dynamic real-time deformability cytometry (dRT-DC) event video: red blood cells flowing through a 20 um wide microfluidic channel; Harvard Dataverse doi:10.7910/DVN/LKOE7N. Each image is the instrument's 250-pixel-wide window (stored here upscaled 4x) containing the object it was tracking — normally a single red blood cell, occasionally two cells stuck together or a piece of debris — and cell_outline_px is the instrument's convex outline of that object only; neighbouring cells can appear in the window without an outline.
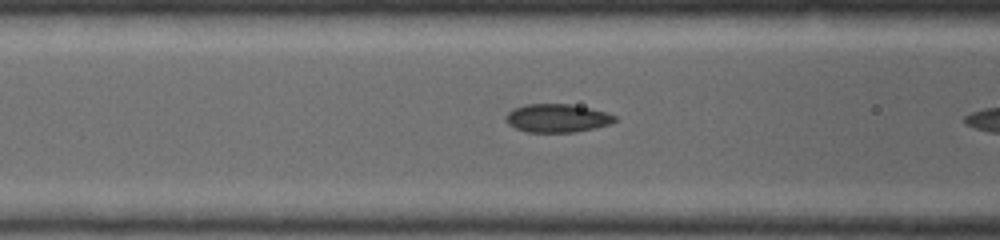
{"species": "common noctule bat (a hibernating species)", "species_latin": "Nyctalus noctula", "temperature_condition": "warm", "stored_images_in_passage": 13, "camera_frame_rate_fps": 5000, "um_per_image_px": 0.085, "animal": {"sex": "female", "body_mass_g": 19.0, "forearm_length_mm": 53.3}, "frame": {"image": 1, "passage_image": 4, "time_ms": 1.0, "image_size_px": [1000, 240], "cell_outline_px": [[616, 120], [612, 124], [596, 128], [576, 132], [524, 132], [508, 124], [504, 120], [508, 112], [512, 108], [524, 104], [572, 104], [604, 112], [616, 116]], "centroid_in_image_um": [47.33, 10.05], "position_along_channel_um": 119.3, "area_um2": 18.15}}